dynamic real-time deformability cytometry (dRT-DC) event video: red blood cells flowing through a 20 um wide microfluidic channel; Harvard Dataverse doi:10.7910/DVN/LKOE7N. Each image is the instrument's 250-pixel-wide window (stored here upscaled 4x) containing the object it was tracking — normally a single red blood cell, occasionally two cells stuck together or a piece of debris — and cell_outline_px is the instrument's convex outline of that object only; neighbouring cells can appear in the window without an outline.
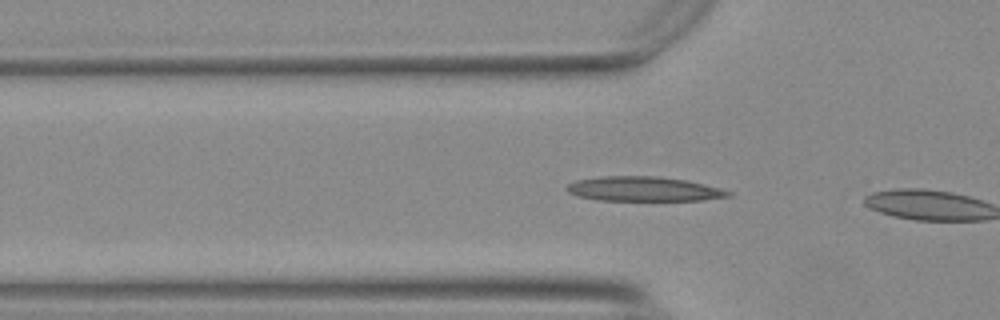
{"species": "Egyptian fruit bat (a non-hibernating species)", "species_latin": "Rousettus aegyptiacus", "temperature_condition": "warm", "stored_images_in_passage": 7, "camera_frame_rate_fps": 3000, "um_per_image_px": 0.085, "animal": {"sex": "female"}, "frame": {"image": 1, "passage_image": 6, "time_ms": 1.667, "image_size_px": [1000, 320], "cell_outline_px": [[732, 196], [700, 200], [596, 200], [576, 196], [568, 192], [564, 188], [568, 184], [576, 180], [600, 176], [660, 176], [684, 180], [704, 184], [732, 192]], "centroid_in_image_um": [54.65, 16.06], "position_along_channel_um": 71.1, "area_um2": 23.12}}